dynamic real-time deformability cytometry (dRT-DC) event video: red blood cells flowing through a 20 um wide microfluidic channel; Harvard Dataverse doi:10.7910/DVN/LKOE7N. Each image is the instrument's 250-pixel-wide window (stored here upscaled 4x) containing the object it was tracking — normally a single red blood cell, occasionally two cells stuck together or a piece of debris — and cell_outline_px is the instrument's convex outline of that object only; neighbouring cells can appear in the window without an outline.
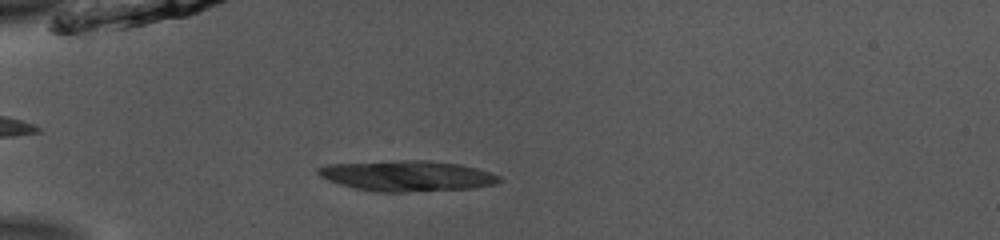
{"species": "common noctule bat (a hibernating species)", "species_latin": "Nyctalus noctula", "temperature_condition": "room temperature", "stored_images_in_passage": 39, "camera_frame_rate_fps": 3000, "um_per_image_px": 0.085, "animal": {"sex": "male", "body_mass_g": 13.0, "forearm_length_mm": 53.1}, "frame": {"image": 1, "passage_image": 6, "time_ms": 1.667, "image_size_px": [1000, 240], "cell_outline_px": [[500, 180], [496, 184], [472, 188], [404, 192], [372, 192], [340, 184], [328, 180], [320, 176], [316, 172], [316, 168], [328, 164], [404, 160], [424, 160], [460, 164], [476, 168], [500, 176]], "centroid_in_image_um": [34.57, 14.95], "position_along_channel_um": 50.4, "area_um2": 32.19}}